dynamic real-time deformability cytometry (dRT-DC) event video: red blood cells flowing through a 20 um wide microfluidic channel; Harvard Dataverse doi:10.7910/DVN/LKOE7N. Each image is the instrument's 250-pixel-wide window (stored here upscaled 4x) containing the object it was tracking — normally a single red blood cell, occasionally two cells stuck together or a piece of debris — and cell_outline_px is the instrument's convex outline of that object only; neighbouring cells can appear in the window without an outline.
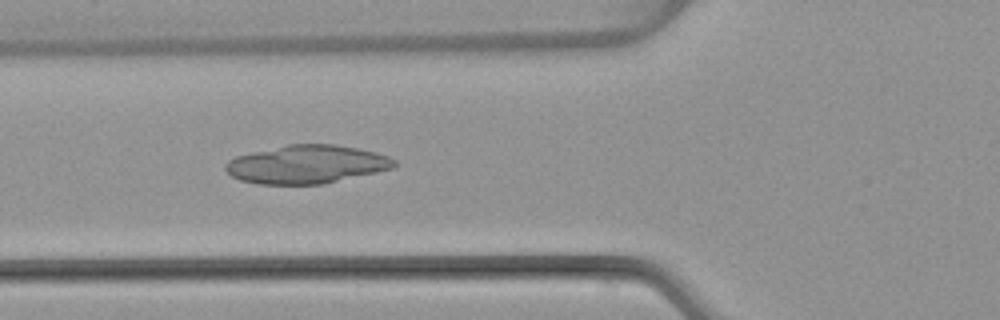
{"species": "common noctule bat (a hibernating species)", "species_latin": "Nyctalus noctula", "temperature_condition": "warm", "stored_images_in_passage": 50, "camera_frame_rate_fps": 3000, "um_per_image_px": 0.085, "animal": {"sex": "female", "body_mass_g": 22.7, "forearm_length_mm": 54.2}, "frame": {"image": 1, "passage_image": 19, "time_ms": 6.0, "image_size_px": [1000, 320], "cell_outline_px": [[396, 164], [392, 168], [376, 172], [324, 184], [256, 184], [240, 180], [232, 176], [224, 168], [224, 164], [228, 160], [236, 156], [252, 152], [288, 144], [336, 144], [376, 152], [388, 156], [396, 160]], "centroid_in_image_um": [26.05, 13.97], "position_along_channel_um": 99.8, "area_um2": 37.69}}
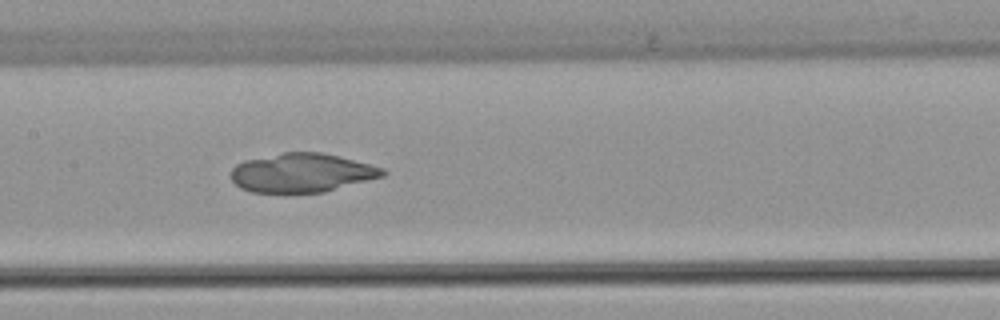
{"frame": {"image": 2, "passage_image": 25, "time_ms": 8.0, "image_size_px": [1000, 320], "cell_outline_px": [[388, 172], [384, 176], [324, 192], [252, 192], [240, 188], [232, 180], [232, 168], [236, 164], [244, 160], [284, 152], [320, 152], [384, 168]], "centroid_in_image_um": [25.64, 14.69], "position_along_channel_um": 181.8, "area_um2": 34.1}}
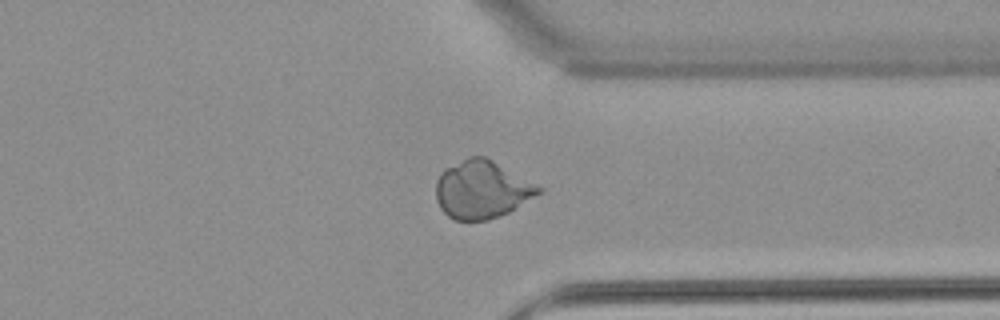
{"frame": {"image": 3, "passage_image": 39, "time_ms": 12.667, "image_size_px": [1000, 320], "cell_outline_px": [[544, 192], [508, 212], [488, 220], [456, 220], [448, 216], [440, 208], [436, 200], [436, 180], [440, 172], [444, 168], [468, 156], [484, 156], [492, 160], [544, 188]], "centroid_in_image_um": [40.95, 16.1], "position_along_channel_um": 370.5, "area_um2": 34.74}}